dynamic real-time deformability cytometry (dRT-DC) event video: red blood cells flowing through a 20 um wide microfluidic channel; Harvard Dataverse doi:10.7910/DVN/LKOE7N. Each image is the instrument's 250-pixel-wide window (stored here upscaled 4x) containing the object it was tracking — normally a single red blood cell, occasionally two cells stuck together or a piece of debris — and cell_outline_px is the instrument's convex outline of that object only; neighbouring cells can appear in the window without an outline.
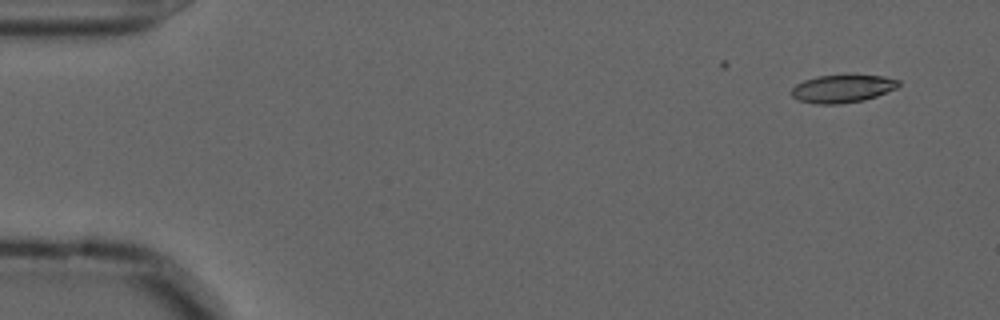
{"species": "common noctule bat (a hibernating species)", "species_latin": "Nyctalus noctula", "temperature_condition": "cold", "stored_images_in_passage": 11, "camera_frame_rate_fps": 3000, "um_per_image_px": 0.085, "animal": {"sex": "male", "forearm_length_mm": 52.5}, "frame": {"image": 1, "passage_image": 1, "time_ms": 0.0, "image_size_px": [1000, 320], "cell_outline_px": [[900, 84], [896, 88], [876, 96], [864, 100], [840, 104], [816, 104], [800, 100], [792, 96], [788, 92], [796, 84], [804, 80], [816, 76], [884, 76], [900, 80]], "centroid_in_image_um": [71.58, 7.55], "position_along_channel_um": 13.4, "area_um2": 17.22}}